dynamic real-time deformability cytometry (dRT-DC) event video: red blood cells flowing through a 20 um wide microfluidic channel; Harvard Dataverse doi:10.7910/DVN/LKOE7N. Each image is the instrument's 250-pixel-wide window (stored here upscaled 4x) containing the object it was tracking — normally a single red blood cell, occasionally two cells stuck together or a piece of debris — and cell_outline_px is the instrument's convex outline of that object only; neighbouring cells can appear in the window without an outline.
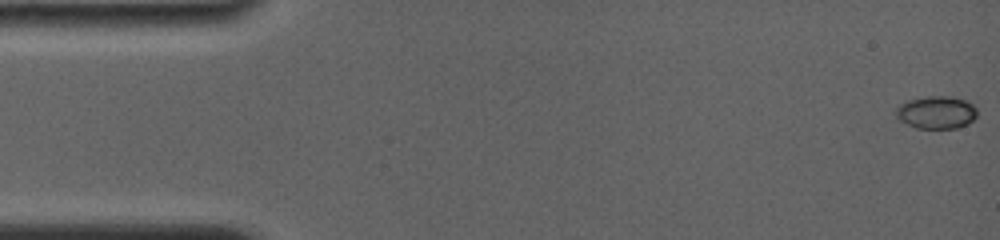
{"species": "common noctule bat (a hibernating species)", "species_latin": "Nyctalus noctula", "temperature_condition": "room temperature", "stored_images_in_passage": 87, "camera_frame_rate_fps": 4000, "um_per_image_px": 0.085, "animal": {"sex": "female", "body_mass_g": 19.0, "forearm_length_mm": 56.7}, "frame": {"image": 1, "passage_image": 1, "time_ms": 0.0, "image_size_px": [1000, 240], "cell_outline_px": [[976, 116], [968, 124], [956, 128], [916, 128], [900, 120], [896, 116], [896, 108], [904, 100], [928, 96], [952, 96], [964, 100], [972, 104], [976, 108]], "centroid_in_image_um": [79.57, 9.54], "position_along_channel_um": 5.4, "area_um2": 15.49}}
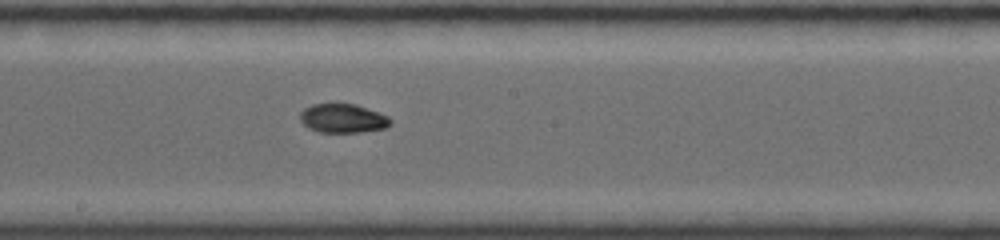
{"frame": {"image": 2, "passage_image": 57, "time_ms": 9.0, "image_size_px": [1000, 240], "cell_outline_px": [[392, 124], [384, 128], [360, 132], [320, 132], [308, 128], [300, 120], [300, 112], [304, 108], [312, 104], [332, 100], [356, 104], [380, 112], [388, 116], [392, 120]], "centroid_in_image_um": [29.13, 10.0], "position_along_channel_um": 219.1, "area_um2": 15.95}}
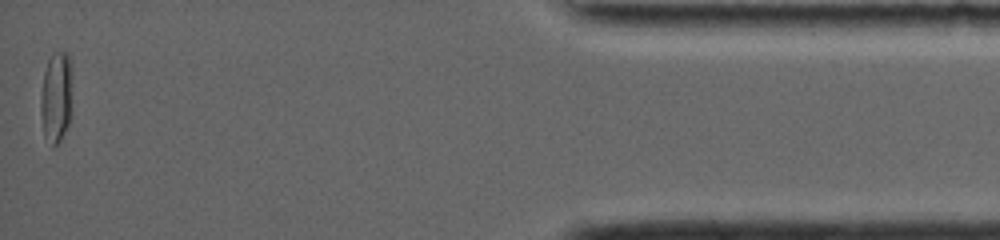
{"frame": {"image": 3, "passage_image": 86, "time_ms": 16.25, "image_size_px": [1000, 240], "cell_outline_px": [[72, 76], [68, 124], [60, 140], [52, 148], [44, 136], [40, 112], [40, 96], [44, 72], [48, 60], [52, 52], [68, 52]], "centroid_in_image_um": [4.75, 8.23], "position_along_channel_um": 430.5, "area_um2": 16.82}, "authors_computed_cell_mechanics": {"area_um2": 15.1436, "velocity_mm_per_s": 3.849, "shape_relaxation_time_tau1_ms": 6.7814, "shape_relaxation_time_tau2_ms": 2.4937, "deformation_change_tau1": 0.252, "deformation_change_tau2": 0.0502}}